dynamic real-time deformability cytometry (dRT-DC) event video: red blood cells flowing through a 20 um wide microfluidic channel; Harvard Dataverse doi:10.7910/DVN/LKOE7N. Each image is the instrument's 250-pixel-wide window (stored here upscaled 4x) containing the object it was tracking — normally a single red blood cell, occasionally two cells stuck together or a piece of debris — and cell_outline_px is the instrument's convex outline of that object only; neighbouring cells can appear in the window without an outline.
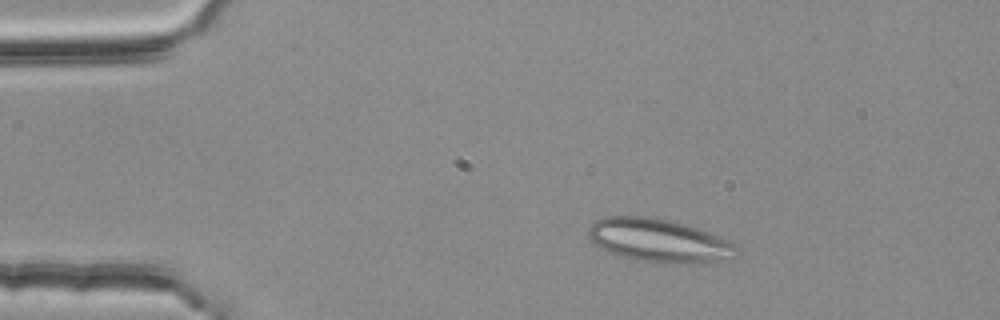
{"species": "common noctule bat (a hibernating species)", "species_latin": "Nyctalus noctula", "temperature_condition": "room temperature", "stored_images_in_passage": 43, "segment_of_instrument_passage": [1, 2], "camera_frame_rate_fps": 3000, "um_per_image_px": 0.085, "animal": {"sex": "female", "body_mass_g": 25.1}, "frame": {"image": 1, "passage_image": 1, "time_ms": 0.0, "image_size_px": [1000, 320], "cell_outline_px": [[740, 252], [736, 256], [724, 260], [688, 264], [656, 264], [636, 260], [620, 256], [608, 252], [592, 244], [588, 236], [588, 228], [596, 220], [604, 216], [644, 216], [672, 220], [712, 232], [732, 240], [740, 248]], "centroid_in_image_um": [56.06, 20.46], "position_along_channel_um": 28.9, "area_um2": 38.61}}